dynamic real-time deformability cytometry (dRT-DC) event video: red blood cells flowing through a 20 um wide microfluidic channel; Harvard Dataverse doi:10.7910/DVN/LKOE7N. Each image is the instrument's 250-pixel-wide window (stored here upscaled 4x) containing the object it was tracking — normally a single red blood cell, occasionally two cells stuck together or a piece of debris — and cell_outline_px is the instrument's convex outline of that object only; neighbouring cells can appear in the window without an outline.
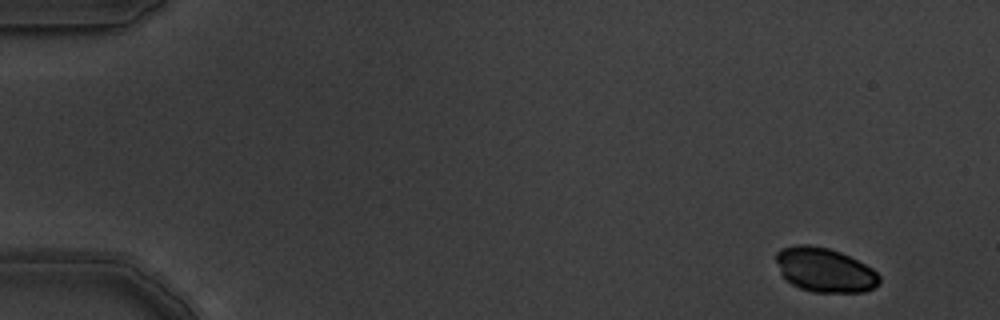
{"species": "common noctule bat (a hibernating species)", "species_latin": "Nyctalus noctula", "temperature_condition": "warm", "stored_images_in_passage": 13, "camera_frame_rate_fps": 3000, "um_per_image_px": 0.085, "animal": {"sex": "male", "body_mass_g": 19.5, "forearm_length_mm": 54.6}, "frame": {"image": 1, "passage_image": 1, "time_ms": 0.0, "image_size_px": [1000, 320], "cell_outline_px": [[880, 284], [864, 292], [812, 292], [800, 288], [792, 284], [780, 272], [776, 260], [776, 252], [780, 248], [796, 244], [808, 244], [828, 248], [840, 252], [872, 268], [880, 276]], "centroid_in_image_um": [70.09, 22.94], "position_along_channel_um": 14.9, "area_um2": 26.59}}
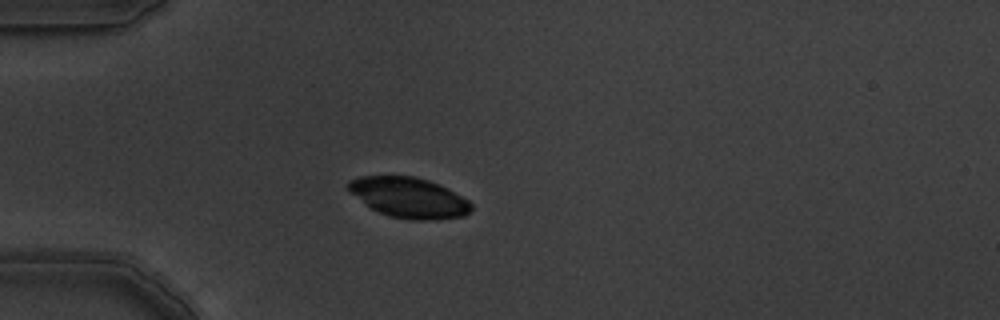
{"frame": {"image": 2, "passage_image": 4, "time_ms": 1.0, "image_size_px": [1000, 320], "cell_outline_px": [[472, 208], [464, 216], [436, 220], [408, 220], [388, 216], [372, 208], [352, 192], [348, 188], [348, 180], [360, 176], [412, 176], [428, 180], [468, 200], [472, 204]], "centroid_in_image_um": [34.77, 16.81], "position_along_channel_um": 50.2, "area_um2": 28.38}}
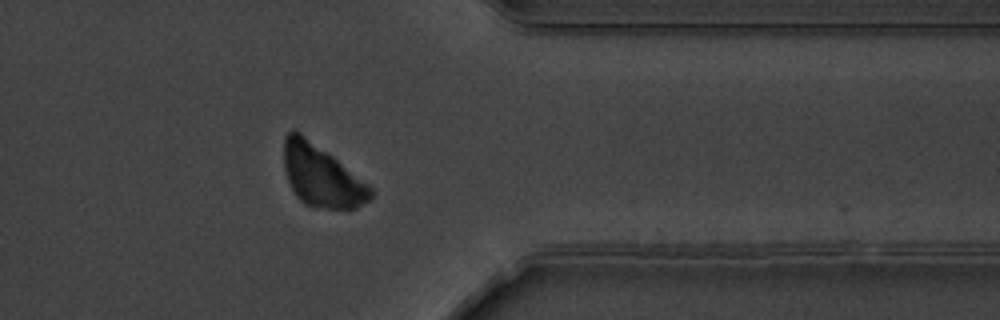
{"frame": {"image": 3, "passage_image": 13, "time_ms": 4.0, "image_size_px": [1000, 320], "cell_outline_px": [[372, 196], [368, 200], [356, 208], [348, 212], [312, 208], [304, 204], [296, 196], [288, 180], [284, 168], [284, 136], [292, 128], [300, 132], [332, 156], [368, 184], [372, 188]], "centroid_in_image_um": [27.32, 15.01], "position_along_channel_um": 384.1, "area_um2": 31.5}}